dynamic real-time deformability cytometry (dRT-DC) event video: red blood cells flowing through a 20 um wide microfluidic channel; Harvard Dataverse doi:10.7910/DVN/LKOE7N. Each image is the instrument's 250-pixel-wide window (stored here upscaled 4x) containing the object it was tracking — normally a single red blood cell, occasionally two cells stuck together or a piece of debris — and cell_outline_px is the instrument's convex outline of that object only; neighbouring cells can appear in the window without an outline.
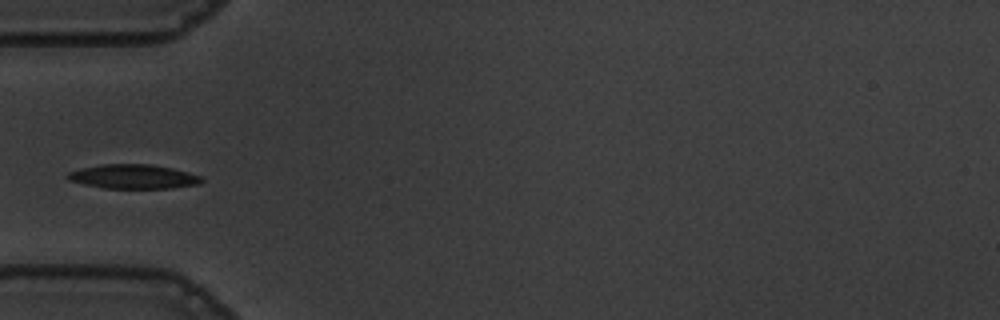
{"species": "common noctule bat (a hibernating species)", "species_latin": "Nyctalus noctula", "temperature_condition": "warm", "stored_images_in_passage": 39, "camera_frame_rate_fps": 3000, "um_per_image_px": 0.085, "animal": {"sex": "male", "body_mass_g": 19.5, "forearm_length_mm": 54.6}, "frame": {"image": 1, "passage_image": 1, "time_ms": 0.0, "image_size_px": [1000, 320], "cell_outline_px": [[204, 180], [200, 184], [172, 188], [104, 188], [84, 184], [68, 180], [64, 176], [68, 172], [100, 164], [152, 164], [172, 168], [188, 172], [200, 176]], "centroid_in_image_um": [11.33, 15.01], "position_along_channel_um": 73.7, "area_um2": 18.96}}
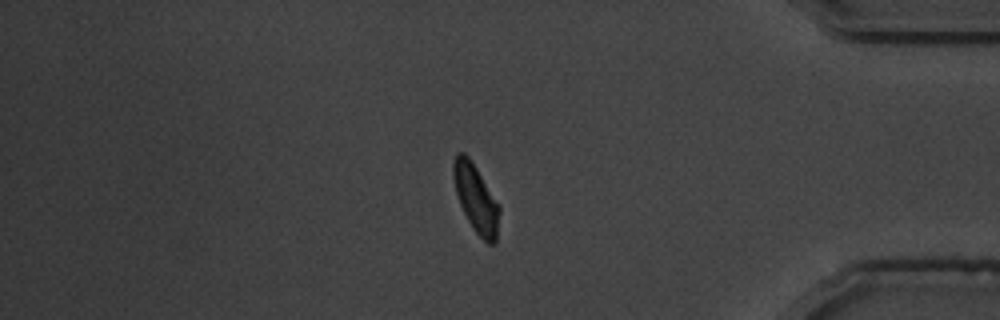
{"frame": {"image": 2, "passage_image": 30, "time_ms": 9.667, "image_size_px": [1000, 320], "cell_outline_px": [[500, 212], [496, 244], [488, 244], [472, 228], [460, 204], [456, 192], [452, 176], [452, 164], [456, 152], [464, 152], [468, 156], [500, 204]], "centroid_in_image_um": [40.46, 16.86], "position_along_channel_um": 394.7, "area_um2": 18.32}}
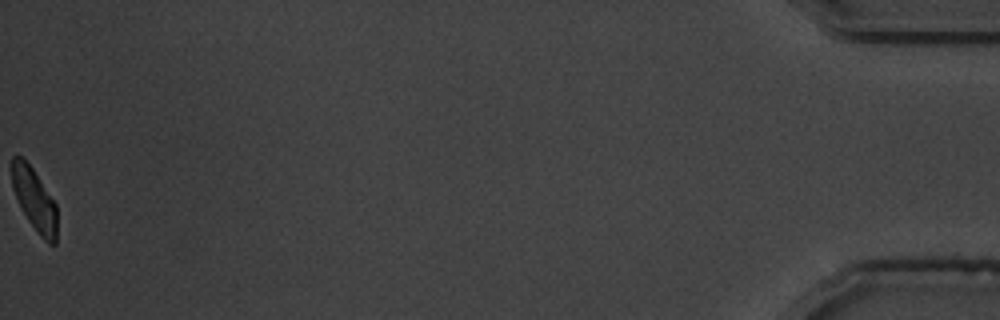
{"frame": {"image": 3, "passage_image": 39, "time_ms": 12.667, "image_size_px": [1000, 320], "cell_outline_px": [[56, 244], [48, 244], [40, 236], [28, 220], [20, 208], [12, 188], [12, 156], [20, 156], [32, 168], [56, 204]], "centroid_in_image_um": [2.91, 16.99], "position_along_channel_um": 432.3, "area_um2": 16.24}}